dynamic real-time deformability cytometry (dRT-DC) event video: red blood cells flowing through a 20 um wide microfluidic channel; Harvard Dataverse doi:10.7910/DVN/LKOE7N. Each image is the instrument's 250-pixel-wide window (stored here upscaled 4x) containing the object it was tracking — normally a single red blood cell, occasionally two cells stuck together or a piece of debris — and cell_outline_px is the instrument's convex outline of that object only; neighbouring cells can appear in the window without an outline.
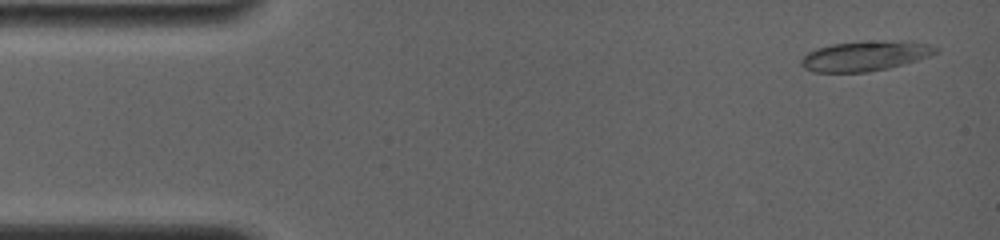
{"species": "common noctule bat (a hibernating species)", "species_latin": "Nyctalus noctula", "temperature_condition": "room temperature", "stored_images_in_passage": 29, "camera_frame_rate_fps": 4000, "um_per_image_px": 0.085, "animal": {"sex": "female", "body_mass_g": 19.0, "forearm_length_mm": 56.7}, "frame": {"image": 1, "passage_image": 1, "time_ms": 0.0, "image_size_px": [1000, 240], "cell_outline_px": [[936, 52], [928, 56], [916, 60], [888, 68], [868, 72], [812, 72], [804, 68], [800, 64], [800, 60], [808, 52], [816, 48], [832, 44], [864, 40], [912, 40], [928, 44], [936, 48]], "centroid_in_image_um": [73.51, 4.73], "position_along_channel_um": 11.5, "area_um2": 23.76}}
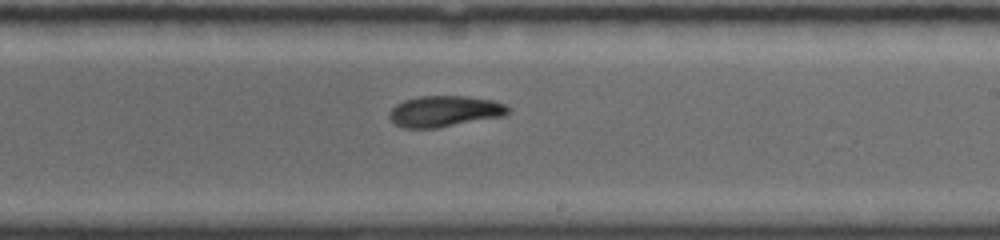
{"frame": {"image": 2, "passage_image": 16, "time_ms": 9.0, "image_size_px": [1000, 240], "cell_outline_px": [[512, 108], [504, 116], [440, 128], [404, 128], [396, 124], [388, 116], [388, 112], [396, 104], [404, 100], [420, 96], [468, 96], [492, 100], [504, 104]], "centroid_in_image_um": [37.8, 9.46], "position_along_channel_um": 251.2, "area_um2": 21.68}}
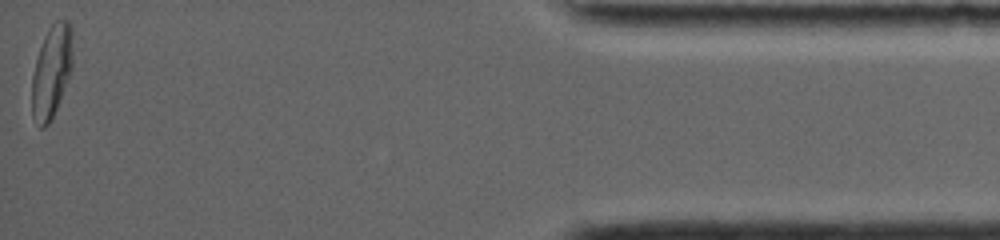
{"frame": {"image": 3, "passage_image": 29, "time_ms": 15.5, "image_size_px": [1000, 240], "cell_outline_px": [[72, 68], [56, 108], [48, 124], [44, 128], [40, 128], [32, 116], [32, 76], [36, 60], [44, 36], [48, 28], [56, 20], [68, 20], [72, 28]], "centroid_in_image_um": [4.38, 6.04], "position_along_channel_um": 430.8, "area_um2": 21.79}, "authors_computed_cell_mechanics": {"area_um2": 22.0218, "velocity_mm_per_s": 3.8215, "shape_relaxation_time_tau1_ms": 5.9211, "shape_relaxation_time_tau2_ms": 2.2763, "deformation_change_tau1": 0.1655, "deformation_change_tau2": 0.0555}}